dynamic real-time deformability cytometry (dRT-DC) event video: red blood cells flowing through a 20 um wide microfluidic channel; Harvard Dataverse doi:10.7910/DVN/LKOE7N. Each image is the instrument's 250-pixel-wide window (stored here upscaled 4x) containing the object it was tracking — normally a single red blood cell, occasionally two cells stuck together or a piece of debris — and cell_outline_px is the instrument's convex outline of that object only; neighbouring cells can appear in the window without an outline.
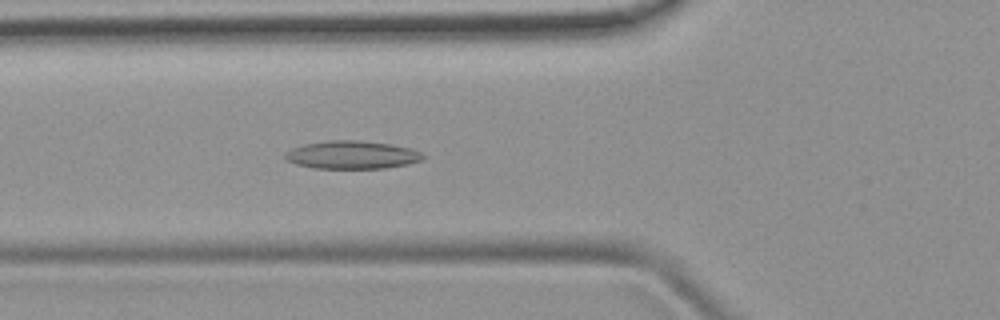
{"species": "common noctule bat (a hibernating species)", "species_latin": "Nyctalus noctula", "temperature_condition": "room temperature", "stored_images_in_passage": 48, "camera_frame_rate_fps": 3000, "um_per_image_px": 0.085, "animal": {"sex": "female", "body_mass_g": 19.9}, "frame": {"image": 1, "passage_image": 17, "time_ms": 5.333, "image_size_px": [1000, 320], "cell_outline_px": [[428, 156], [420, 160], [408, 164], [384, 168], [316, 168], [296, 164], [288, 160], [284, 156], [284, 152], [292, 148], [304, 144], [328, 140], [360, 140], [392, 144], [412, 148]], "centroid_in_image_um": [29.94, 13.15], "position_along_channel_um": 95.9, "area_um2": 22.6}}
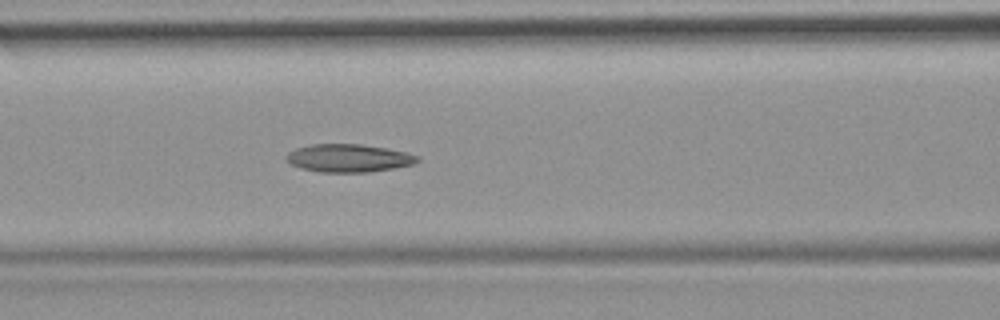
{"frame": {"image": 2, "passage_image": 20, "time_ms": 6.333, "image_size_px": [1000, 320], "cell_outline_px": [[420, 160], [412, 164], [392, 168], [368, 172], [320, 172], [300, 168], [284, 160], [284, 156], [288, 152], [296, 148], [312, 144], [360, 144], [384, 148], [404, 152], [420, 156]], "centroid_in_image_um": [29.57, 13.44], "position_along_channel_um": 137.0, "area_um2": 21.27}}
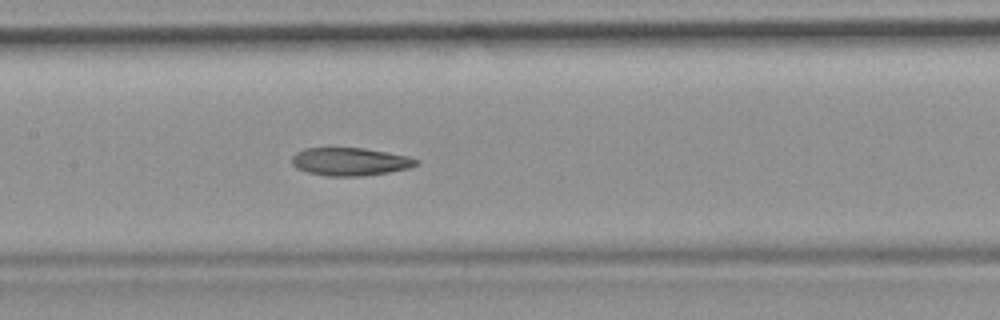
{"frame": {"image": 3, "passage_image": 23, "time_ms": 7.333, "image_size_px": [1000, 320], "cell_outline_px": [[420, 164], [408, 168], [388, 172], [364, 176], [328, 176], [308, 172], [296, 168], [292, 164], [292, 156], [296, 152], [304, 148], [364, 148], [408, 156], [420, 160]], "centroid_in_image_um": [29.76, 13.74], "position_along_channel_um": 177.6, "area_um2": 20.29}}